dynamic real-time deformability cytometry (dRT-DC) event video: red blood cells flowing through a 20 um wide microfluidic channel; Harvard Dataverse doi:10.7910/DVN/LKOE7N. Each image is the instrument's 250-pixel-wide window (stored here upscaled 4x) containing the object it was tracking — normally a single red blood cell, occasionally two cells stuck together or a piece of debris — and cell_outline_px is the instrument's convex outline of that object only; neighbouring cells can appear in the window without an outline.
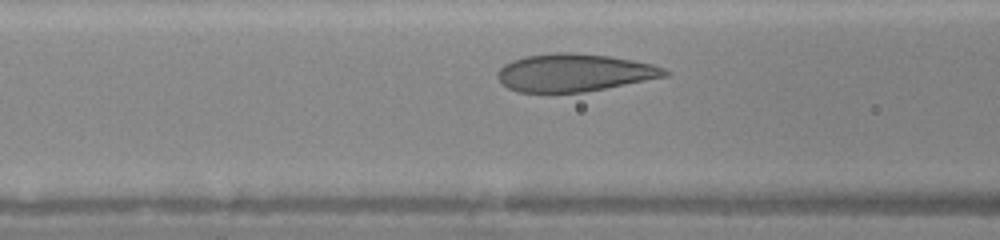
{"species": "human", "species_latin": "Homo sapiens", "temperature_condition": "warm", "stored_images_in_passage": 26, "camera_frame_rate_fps": 3000, "um_per_image_px": 0.085, "donor": {"sex": "female"}, "frame": {"image": 1, "passage_image": 7, "time_ms": 2.0, "image_size_px": [1000, 240], "cell_outline_px": [[672, 72], [668, 76], [584, 92], [520, 92], [508, 88], [500, 84], [496, 76], [496, 72], [504, 64], [512, 60], [524, 56], [556, 52], [568, 52], [608, 56], [632, 60], [652, 64], [664, 68]], "centroid_in_image_um": [48.78, 6.17], "position_along_channel_um": 117.8, "area_um2": 36.82}}
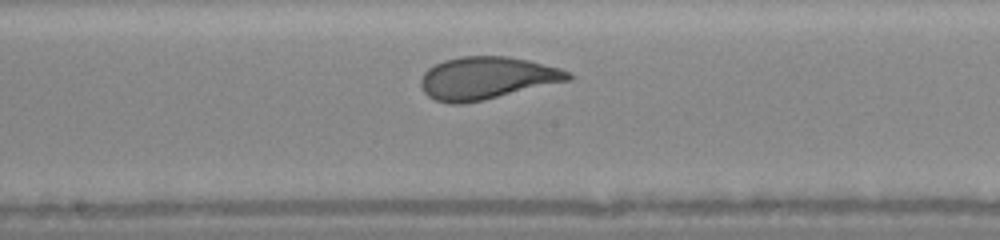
{"frame": {"image": 2, "passage_image": 13, "time_ms": 4.0, "image_size_px": [1000, 240], "cell_outline_px": [[572, 80], [484, 100], [464, 104], [448, 104], [436, 100], [428, 96], [424, 92], [420, 84], [420, 80], [424, 72], [428, 68], [444, 60], [460, 56], [508, 56], [528, 60], [560, 68], [572, 72]], "centroid_in_image_um": [41.39, 6.64], "position_along_channel_um": 206.8, "area_um2": 36.76}}
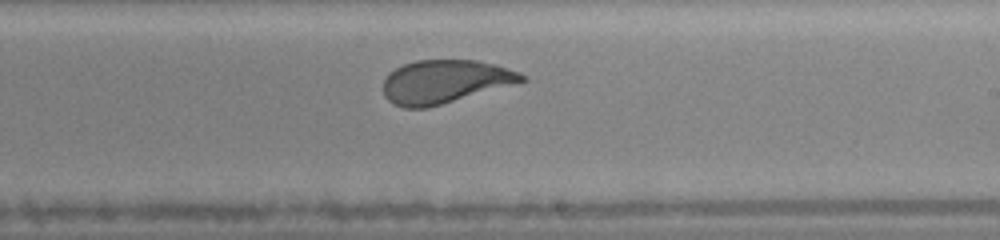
{"frame": {"image": 3, "passage_image": 16, "time_ms": 5.0, "image_size_px": [1000, 240], "cell_outline_px": [[528, 80], [428, 108], [404, 108], [392, 104], [384, 96], [384, 80], [396, 68], [404, 64], [416, 60], [476, 60], [492, 64], [520, 72], [528, 76]], "centroid_in_image_um": [37.81, 6.95], "position_along_channel_um": 251.2, "area_um2": 34.8}}